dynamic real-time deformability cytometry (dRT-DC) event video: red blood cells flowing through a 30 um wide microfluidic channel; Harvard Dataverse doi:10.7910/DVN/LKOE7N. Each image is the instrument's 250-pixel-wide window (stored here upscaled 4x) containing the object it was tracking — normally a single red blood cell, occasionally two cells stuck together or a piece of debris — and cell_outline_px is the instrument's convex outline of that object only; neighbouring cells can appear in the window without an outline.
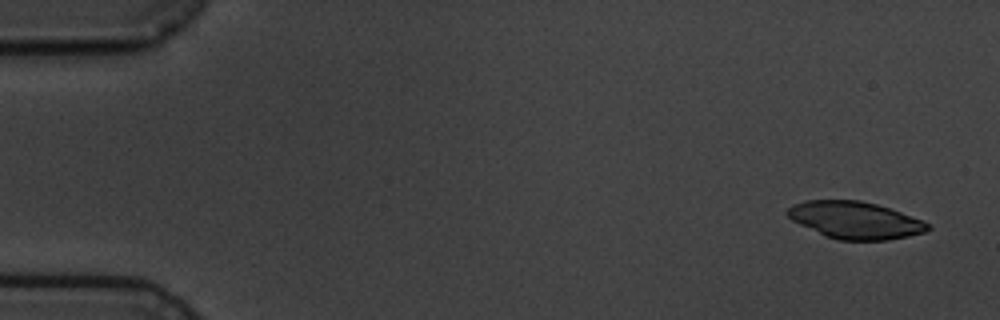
{"species": "common noctule bat (a hibernating species)", "species_latin": "Nyctalus noctula", "temperature_condition": "cold", "stored_images_in_passage": 6, "segment_of_instrument_passage": [2, 2], "camera_frame_rate_fps": 3000, "um_per_image_px": 0.085, "animal": {"sex": "male", "body_mass_g": 19.5, "forearm_length_mm": 54.6}, "frame": {"image": 1, "passage_image": 6, "time_ms": 6.0, "image_size_px": [1000, 320], "cell_outline_px": [[932, 228], [924, 232], [908, 236], [888, 240], [836, 240], [824, 236], [792, 220], [784, 212], [792, 204], [804, 200], [860, 200], [876, 204], [924, 220]], "centroid_in_image_um": [72.66, 18.71], "position_along_channel_um": 12.3, "area_um2": 30.46}}